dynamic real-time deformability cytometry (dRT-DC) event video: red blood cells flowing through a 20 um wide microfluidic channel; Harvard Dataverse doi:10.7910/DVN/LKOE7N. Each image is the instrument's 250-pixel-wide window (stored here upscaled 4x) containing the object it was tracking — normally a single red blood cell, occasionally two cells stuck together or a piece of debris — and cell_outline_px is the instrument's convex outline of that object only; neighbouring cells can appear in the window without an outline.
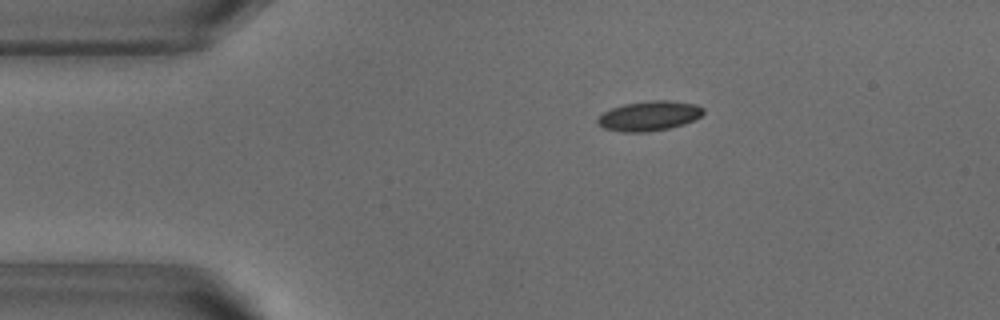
{"species": "common noctule bat (a hibernating species)", "species_latin": "Nyctalus noctula", "temperature_condition": "warm", "stored_images_in_passage": 46, "camera_frame_rate_fps": 3000, "um_per_image_px": 0.085, "animal": {"sex": "male", "body_mass_g": 18.8}, "frame": {"image": 1, "passage_image": 3, "time_ms": 0.667, "image_size_px": [1000, 320], "cell_outline_px": [[704, 112], [700, 116], [684, 124], [668, 128], [644, 132], [624, 132], [604, 128], [596, 124], [596, 120], [604, 112], [612, 108], [624, 104], [652, 100], [668, 100], [696, 104], [704, 108]], "centroid_in_image_um": [55.17, 9.84], "position_along_channel_um": 29.8, "area_um2": 18.21}}
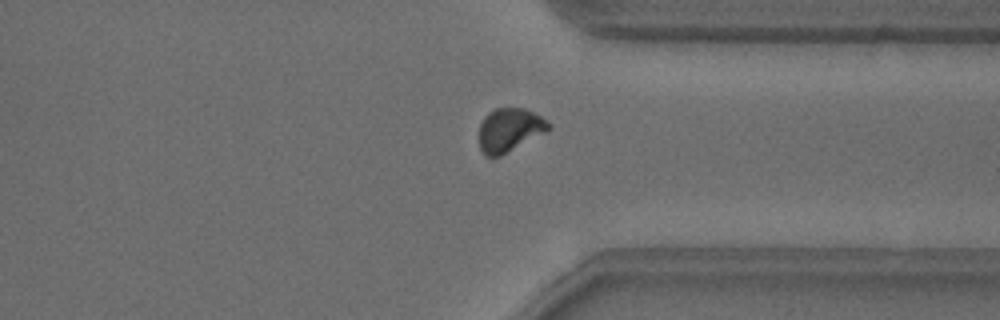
{"frame": {"image": 2, "passage_image": 33, "time_ms": 10.667, "image_size_px": [1000, 320], "cell_outline_px": [[552, 128], [500, 156], [484, 156], [480, 148], [480, 124], [484, 116], [488, 112], [496, 108], [524, 108], [548, 120], [552, 124]], "centroid_in_image_um": [43.31, 11.03], "position_along_channel_um": 368.1, "area_um2": 17.51}}
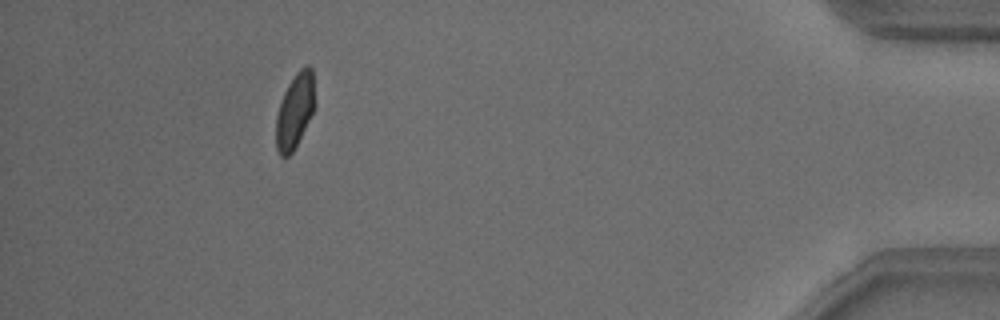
{"frame": {"image": 3, "passage_image": 41, "time_ms": 13.333, "image_size_px": [1000, 320], "cell_outline_px": [[316, 104], [292, 152], [288, 156], [280, 156], [276, 148], [276, 116], [280, 100], [288, 84], [296, 72], [300, 68], [308, 64], [312, 68]], "centroid_in_image_um": [25.06, 9.36], "position_along_channel_um": 410.1, "area_um2": 16.88}, "authors_computed_cell_mechanics": {"area_um2": 17.7157, "velocity_mm_per_s": 3.8252, "shape_relaxation_time_tau1_ms": 4.2255, "shape_relaxation_time_tau2_ms": null, "deformation_change_tau1": 0.1212, "deformation_change_tau2": null}}